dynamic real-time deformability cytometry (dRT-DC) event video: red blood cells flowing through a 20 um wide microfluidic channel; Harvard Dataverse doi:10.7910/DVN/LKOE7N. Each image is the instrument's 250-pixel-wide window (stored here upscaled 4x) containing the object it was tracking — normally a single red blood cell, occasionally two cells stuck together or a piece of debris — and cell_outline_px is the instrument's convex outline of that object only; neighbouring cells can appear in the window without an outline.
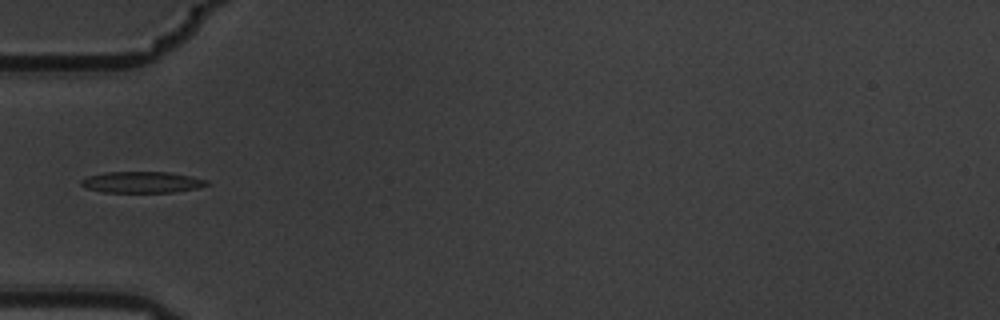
{"species": "common noctule bat (a hibernating species)", "species_latin": "Nyctalus noctula", "temperature_condition": "warm", "stored_images_in_passage": 8, "camera_frame_rate_fps": 3000, "um_per_image_px": 0.085, "animal": {"sex": "male", "body_mass_g": 19.5, "forearm_length_mm": 54.6}, "frame": {"image": 1, "passage_image": 2, "time_ms": 0.333, "image_size_px": [1000, 320], "cell_outline_px": [[208, 184], [200, 188], [172, 192], [104, 192], [84, 188], [80, 184], [80, 180], [88, 176], [104, 172], [168, 172], [192, 176], [208, 180]], "centroid_in_image_um": [12.05, 15.48], "position_along_channel_um": 72.9, "area_um2": 15.66}}
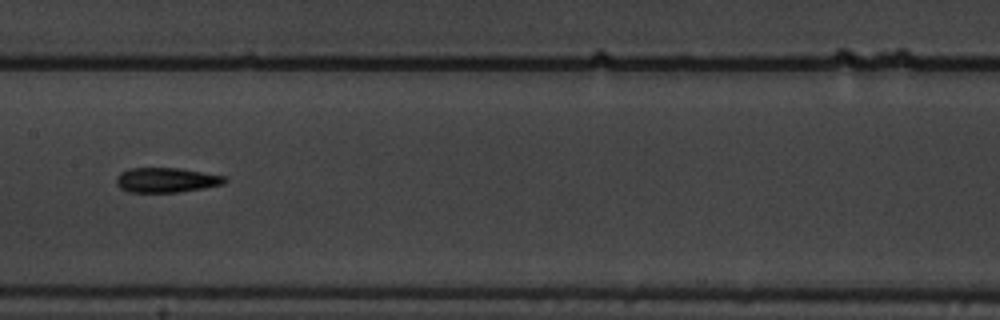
{"frame": {"image": 2, "passage_image": 5, "time_ms": 1.333, "image_size_px": [1000, 320], "cell_outline_px": [[228, 180], [224, 184], [204, 188], [180, 192], [128, 192], [120, 188], [116, 184], [116, 176], [120, 172], [128, 168], [180, 168], [224, 176]], "centroid_in_image_um": [14.11, 15.3], "position_along_channel_um": 193.3, "area_um2": 15.78}}
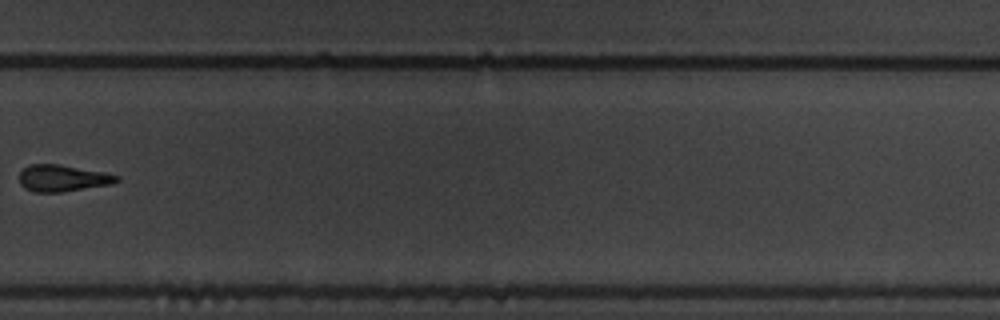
{"frame": {"image": 3, "passage_image": 8, "time_ms": 2.333, "image_size_px": [1000, 320], "cell_outline_px": [[120, 180], [112, 184], [60, 192], [36, 192], [24, 188], [20, 184], [20, 172], [28, 164], [60, 164], [104, 172], [120, 176]], "centroid_in_image_um": [5.33, 15.14], "position_along_channel_um": 324.5, "area_um2": 15.14}}